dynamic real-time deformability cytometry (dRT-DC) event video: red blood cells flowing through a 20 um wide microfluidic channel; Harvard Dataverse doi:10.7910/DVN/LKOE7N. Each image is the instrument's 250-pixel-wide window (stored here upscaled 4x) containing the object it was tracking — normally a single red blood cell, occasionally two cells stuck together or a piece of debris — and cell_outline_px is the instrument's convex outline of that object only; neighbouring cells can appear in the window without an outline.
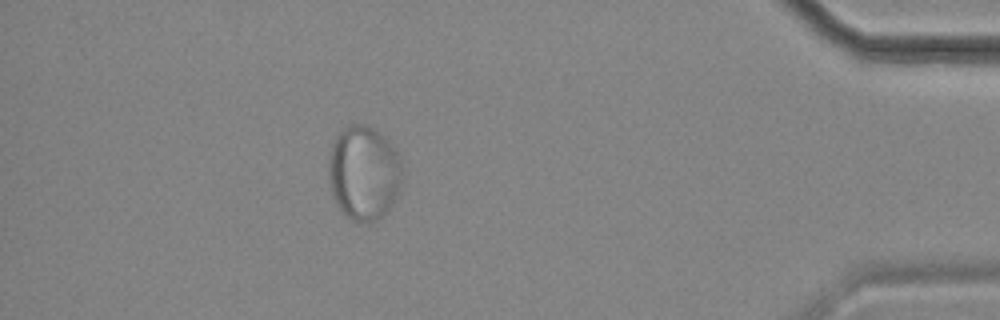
{"species": "common noctule bat (a hibernating species)", "species_latin": "Nyctalus noctula", "temperature_condition": "cold", "stored_images_in_passage": 40, "camera_frame_rate_fps": 3000, "um_per_image_px": 0.085, "animal": {"sex": "female", "body_mass_g": 18.4}, "frame": {"image": 1, "passage_image": 34, "time_ms": 11.0, "image_size_px": [1000, 320], "cell_outline_px": [[404, 176], [400, 192], [392, 204], [380, 220], [352, 220], [344, 216], [336, 204], [332, 196], [328, 180], [328, 160], [332, 144], [336, 136], [348, 124], [364, 124], [380, 132], [396, 148], [404, 168]], "centroid_in_image_um": [30.95, 14.69], "position_along_channel_um": 404.3, "area_um2": 41.44}}